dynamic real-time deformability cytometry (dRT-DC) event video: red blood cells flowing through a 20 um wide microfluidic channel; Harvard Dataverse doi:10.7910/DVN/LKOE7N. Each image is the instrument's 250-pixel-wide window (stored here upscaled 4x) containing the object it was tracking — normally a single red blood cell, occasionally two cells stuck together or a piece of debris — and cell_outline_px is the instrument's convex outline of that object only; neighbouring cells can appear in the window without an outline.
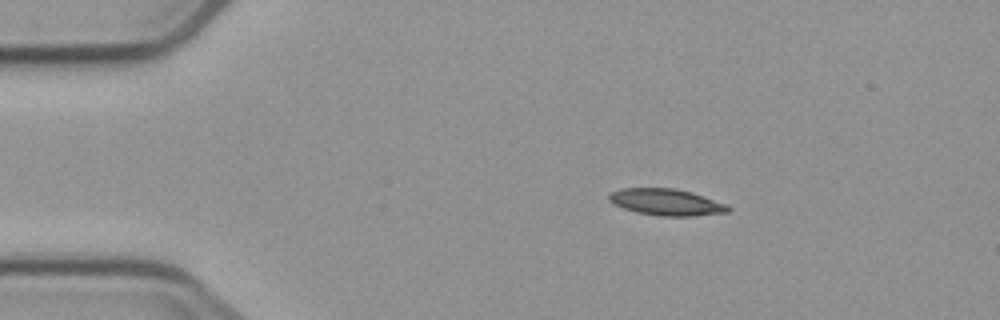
{"species": "common noctule bat (a hibernating species)", "species_latin": "Nyctalus noctula", "temperature_condition": "cold", "stored_images_in_passage": 4, "camera_frame_rate_fps": 3000, "um_per_image_px": 0.085, "animal": {"sex": "male", "body_mass_g": 23.1, "forearm_length_mm": 52.7}, "frame": {"image": 1, "passage_image": 2, "time_ms": 1.333, "image_size_px": [1000, 320], "cell_outline_px": [[732, 208], [728, 212], [692, 216], [660, 216], [636, 212], [612, 204], [608, 200], [608, 192], [620, 188], [676, 188], [692, 192], [728, 204]], "centroid_in_image_um": [56.62, 17.17], "position_along_channel_um": 28.4, "area_um2": 18.73}}